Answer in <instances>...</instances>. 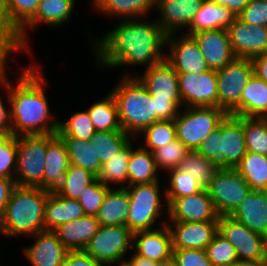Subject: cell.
I'll use <instances>...</instances> for the list:
<instances>
[{"label": "cell", "instance_id": "5bb4252c", "mask_svg": "<svg viewBox=\"0 0 267 266\" xmlns=\"http://www.w3.org/2000/svg\"><path fill=\"white\" fill-rule=\"evenodd\" d=\"M173 35L176 34L170 33L166 38V47L170 48L165 55V61L177 74L203 73L210 70L196 40L191 35L182 34L177 39Z\"/></svg>", "mask_w": 267, "mask_h": 266}, {"label": "cell", "instance_id": "7dc6e473", "mask_svg": "<svg viewBox=\"0 0 267 266\" xmlns=\"http://www.w3.org/2000/svg\"><path fill=\"white\" fill-rule=\"evenodd\" d=\"M17 161V137H0V177L14 179Z\"/></svg>", "mask_w": 267, "mask_h": 266}, {"label": "cell", "instance_id": "6f0895ef", "mask_svg": "<svg viewBox=\"0 0 267 266\" xmlns=\"http://www.w3.org/2000/svg\"><path fill=\"white\" fill-rule=\"evenodd\" d=\"M254 68V74L267 83V53L258 55L251 59Z\"/></svg>", "mask_w": 267, "mask_h": 266}, {"label": "cell", "instance_id": "bcb514c9", "mask_svg": "<svg viewBox=\"0 0 267 266\" xmlns=\"http://www.w3.org/2000/svg\"><path fill=\"white\" fill-rule=\"evenodd\" d=\"M189 151L178 139L156 149L153 155L157 168L159 170L160 168L166 169L167 171L177 168Z\"/></svg>", "mask_w": 267, "mask_h": 266}, {"label": "cell", "instance_id": "60d3db41", "mask_svg": "<svg viewBox=\"0 0 267 266\" xmlns=\"http://www.w3.org/2000/svg\"><path fill=\"white\" fill-rule=\"evenodd\" d=\"M247 152L267 156V118L243 117Z\"/></svg>", "mask_w": 267, "mask_h": 266}, {"label": "cell", "instance_id": "8992f818", "mask_svg": "<svg viewBox=\"0 0 267 266\" xmlns=\"http://www.w3.org/2000/svg\"><path fill=\"white\" fill-rule=\"evenodd\" d=\"M226 115L219 107H186L183 111L179 110L174 119L176 138L190 151H196Z\"/></svg>", "mask_w": 267, "mask_h": 266}, {"label": "cell", "instance_id": "9c48e42d", "mask_svg": "<svg viewBox=\"0 0 267 266\" xmlns=\"http://www.w3.org/2000/svg\"><path fill=\"white\" fill-rule=\"evenodd\" d=\"M132 243L133 232L127 226H100L84 251L105 266H122Z\"/></svg>", "mask_w": 267, "mask_h": 266}, {"label": "cell", "instance_id": "603a6c76", "mask_svg": "<svg viewBox=\"0 0 267 266\" xmlns=\"http://www.w3.org/2000/svg\"><path fill=\"white\" fill-rule=\"evenodd\" d=\"M35 242L23 250L32 266H62L68 249L57 238L53 231L38 232Z\"/></svg>", "mask_w": 267, "mask_h": 266}, {"label": "cell", "instance_id": "11a10c76", "mask_svg": "<svg viewBox=\"0 0 267 266\" xmlns=\"http://www.w3.org/2000/svg\"><path fill=\"white\" fill-rule=\"evenodd\" d=\"M16 186L14 179L0 177V219Z\"/></svg>", "mask_w": 267, "mask_h": 266}, {"label": "cell", "instance_id": "f35d334b", "mask_svg": "<svg viewBox=\"0 0 267 266\" xmlns=\"http://www.w3.org/2000/svg\"><path fill=\"white\" fill-rule=\"evenodd\" d=\"M96 178L97 176L91 171L70 164L63 177L61 185L55 192L65 198L78 200L85 188Z\"/></svg>", "mask_w": 267, "mask_h": 266}, {"label": "cell", "instance_id": "cb8c5ba5", "mask_svg": "<svg viewBox=\"0 0 267 266\" xmlns=\"http://www.w3.org/2000/svg\"><path fill=\"white\" fill-rule=\"evenodd\" d=\"M46 164L43 173V189L56 191L70 165L68 153L57 134H47Z\"/></svg>", "mask_w": 267, "mask_h": 266}, {"label": "cell", "instance_id": "9f6ffc18", "mask_svg": "<svg viewBox=\"0 0 267 266\" xmlns=\"http://www.w3.org/2000/svg\"><path fill=\"white\" fill-rule=\"evenodd\" d=\"M0 96V137L12 135L10 108H5Z\"/></svg>", "mask_w": 267, "mask_h": 266}, {"label": "cell", "instance_id": "6125c7cd", "mask_svg": "<svg viewBox=\"0 0 267 266\" xmlns=\"http://www.w3.org/2000/svg\"><path fill=\"white\" fill-rule=\"evenodd\" d=\"M0 23L6 28L5 0H0Z\"/></svg>", "mask_w": 267, "mask_h": 266}, {"label": "cell", "instance_id": "7c38bea8", "mask_svg": "<svg viewBox=\"0 0 267 266\" xmlns=\"http://www.w3.org/2000/svg\"><path fill=\"white\" fill-rule=\"evenodd\" d=\"M218 232L235 248L238 260L267 261L265 236L230 215L219 216Z\"/></svg>", "mask_w": 267, "mask_h": 266}, {"label": "cell", "instance_id": "681fc988", "mask_svg": "<svg viewBox=\"0 0 267 266\" xmlns=\"http://www.w3.org/2000/svg\"><path fill=\"white\" fill-rule=\"evenodd\" d=\"M237 18L251 26H267V0H250Z\"/></svg>", "mask_w": 267, "mask_h": 266}, {"label": "cell", "instance_id": "e0dca14e", "mask_svg": "<svg viewBox=\"0 0 267 266\" xmlns=\"http://www.w3.org/2000/svg\"><path fill=\"white\" fill-rule=\"evenodd\" d=\"M227 31L236 58L252 59L267 53V26H251L236 18Z\"/></svg>", "mask_w": 267, "mask_h": 266}, {"label": "cell", "instance_id": "836d02e7", "mask_svg": "<svg viewBox=\"0 0 267 266\" xmlns=\"http://www.w3.org/2000/svg\"><path fill=\"white\" fill-rule=\"evenodd\" d=\"M235 170L246 180L251 190L267 191V156L246 152Z\"/></svg>", "mask_w": 267, "mask_h": 266}, {"label": "cell", "instance_id": "91938a15", "mask_svg": "<svg viewBox=\"0 0 267 266\" xmlns=\"http://www.w3.org/2000/svg\"><path fill=\"white\" fill-rule=\"evenodd\" d=\"M133 255V256H132ZM129 261L124 259L122 266H160V262L152 261L132 254Z\"/></svg>", "mask_w": 267, "mask_h": 266}, {"label": "cell", "instance_id": "4dcf8cb0", "mask_svg": "<svg viewBox=\"0 0 267 266\" xmlns=\"http://www.w3.org/2000/svg\"><path fill=\"white\" fill-rule=\"evenodd\" d=\"M132 146L131 142L128 163V186L159 182V169L155 163L153 153L143 148L142 144L137 149Z\"/></svg>", "mask_w": 267, "mask_h": 266}, {"label": "cell", "instance_id": "d590c367", "mask_svg": "<svg viewBox=\"0 0 267 266\" xmlns=\"http://www.w3.org/2000/svg\"><path fill=\"white\" fill-rule=\"evenodd\" d=\"M131 141L130 140L118 153L113 156L110 160L103 163L101 170L97 175L104 185L110 186L111 183L123 184L121 188H125V182L128 185V163L131 152ZM110 182V183H109Z\"/></svg>", "mask_w": 267, "mask_h": 266}, {"label": "cell", "instance_id": "4fadbf2b", "mask_svg": "<svg viewBox=\"0 0 267 266\" xmlns=\"http://www.w3.org/2000/svg\"><path fill=\"white\" fill-rule=\"evenodd\" d=\"M179 92L184 107H218L216 70L178 74Z\"/></svg>", "mask_w": 267, "mask_h": 266}, {"label": "cell", "instance_id": "f546056e", "mask_svg": "<svg viewBox=\"0 0 267 266\" xmlns=\"http://www.w3.org/2000/svg\"><path fill=\"white\" fill-rule=\"evenodd\" d=\"M239 117H267V83L255 74L247 82L238 103Z\"/></svg>", "mask_w": 267, "mask_h": 266}, {"label": "cell", "instance_id": "44dd1931", "mask_svg": "<svg viewBox=\"0 0 267 266\" xmlns=\"http://www.w3.org/2000/svg\"><path fill=\"white\" fill-rule=\"evenodd\" d=\"M123 76H136L152 98L181 99L178 74L165 60L147 68L141 76L130 73Z\"/></svg>", "mask_w": 267, "mask_h": 266}, {"label": "cell", "instance_id": "30bf717a", "mask_svg": "<svg viewBox=\"0 0 267 266\" xmlns=\"http://www.w3.org/2000/svg\"><path fill=\"white\" fill-rule=\"evenodd\" d=\"M218 107L227 114L238 116V103L247 82L254 74L252 60L235 58L223 68L216 70Z\"/></svg>", "mask_w": 267, "mask_h": 266}, {"label": "cell", "instance_id": "484cf974", "mask_svg": "<svg viewBox=\"0 0 267 266\" xmlns=\"http://www.w3.org/2000/svg\"><path fill=\"white\" fill-rule=\"evenodd\" d=\"M99 227L95 216L84 215L60 225L53 232L69 251H77L85 249Z\"/></svg>", "mask_w": 267, "mask_h": 266}, {"label": "cell", "instance_id": "7bdbcfd3", "mask_svg": "<svg viewBox=\"0 0 267 266\" xmlns=\"http://www.w3.org/2000/svg\"><path fill=\"white\" fill-rule=\"evenodd\" d=\"M144 136L143 148L154 152L156 149L166 146L176 138L174 120H160L149 125L141 133Z\"/></svg>", "mask_w": 267, "mask_h": 266}, {"label": "cell", "instance_id": "8fae6325", "mask_svg": "<svg viewBox=\"0 0 267 266\" xmlns=\"http://www.w3.org/2000/svg\"><path fill=\"white\" fill-rule=\"evenodd\" d=\"M206 190L219 216L231 215L252 191L235 169H220Z\"/></svg>", "mask_w": 267, "mask_h": 266}, {"label": "cell", "instance_id": "3957f363", "mask_svg": "<svg viewBox=\"0 0 267 266\" xmlns=\"http://www.w3.org/2000/svg\"><path fill=\"white\" fill-rule=\"evenodd\" d=\"M48 190L16 185L0 219V233L7 236H34L45 231Z\"/></svg>", "mask_w": 267, "mask_h": 266}, {"label": "cell", "instance_id": "db71d44e", "mask_svg": "<svg viewBox=\"0 0 267 266\" xmlns=\"http://www.w3.org/2000/svg\"><path fill=\"white\" fill-rule=\"evenodd\" d=\"M62 266H105L84 250L68 251Z\"/></svg>", "mask_w": 267, "mask_h": 266}, {"label": "cell", "instance_id": "5b68a950", "mask_svg": "<svg viewBox=\"0 0 267 266\" xmlns=\"http://www.w3.org/2000/svg\"><path fill=\"white\" fill-rule=\"evenodd\" d=\"M196 151L220 169H236L247 152L243 117L227 114Z\"/></svg>", "mask_w": 267, "mask_h": 266}, {"label": "cell", "instance_id": "ffe728a7", "mask_svg": "<svg viewBox=\"0 0 267 266\" xmlns=\"http://www.w3.org/2000/svg\"><path fill=\"white\" fill-rule=\"evenodd\" d=\"M191 36L196 40L210 70H219L236 58L226 29L200 31Z\"/></svg>", "mask_w": 267, "mask_h": 266}, {"label": "cell", "instance_id": "c3c4849f", "mask_svg": "<svg viewBox=\"0 0 267 266\" xmlns=\"http://www.w3.org/2000/svg\"><path fill=\"white\" fill-rule=\"evenodd\" d=\"M111 187L104 185L99 179L89 184L78 199L85 215L95 216L103 203L107 191Z\"/></svg>", "mask_w": 267, "mask_h": 266}, {"label": "cell", "instance_id": "74e56055", "mask_svg": "<svg viewBox=\"0 0 267 266\" xmlns=\"http://www.w3.org/2000/svg\"><path fill=\"white\" fill-rule=\"evenodd\" d=\"M177 168L192 175L204 189L220 170L219 165L204 158L197 151H189Z\"/></svg>", "mask_w": 267, "mask_h": 266}, {"label": "cell", "instance_id": "6da1fadb", "mask_svg": "<svg viewBox=\"0 0 267 266\" xmlns=\"http://www.w3.org/2000/svg\"><path fill=\"white\" fill-rule=\"evenodd\" d=\"M116 25L93 44L95 59L102 68L136 65L147 69L165 60L161 52L168 34L156 20L122 19Z\"/></svg>", "mask_w": 267, "mask_h": 266}, {"label": "cell", "instance_id": "9a60e30c", "mask_svg": "<svg viewBox=\"0 0 267 266\" xmlns=\"http://www.w3.org/2000/svg\"><path fill=\"white\" fill-rule=\"evenodd\" d=\"M170 222H206L218 221L212 199L206 189L196 194L174 199L166 208Z\"/></svg>", "mask_w": 267, "mask_h": 266}, {"label": "cell", "instance_id": "52a82bcc", "mask_svg": "<svg viewBox=\"0 0 267 266\" xmlns=\"http://www.w3.org/2000/svg\"><path fill=\"white\" fill-rule=\"evenodd\" d=\"M47 134L17 137L16 185L43 189Z\"/></svg>", "mask_w": 267, "mask_h": 266}, {"label": "cell", "instance_id": "e575fe53", "mask_svg": "<svg viewBox=\"0 0 267 266\" xmlns=\"http://www.w3.org/2000/svg\"><path fill=\"white\" fill-rule=\"evenodd\" d=\"M87 110L96 131H123L117 104L111 93L101 101L93 103Z\"/></svg>", "mask_w": 267, "mask_h": 266}, {"label": "cell", "instance_id": "d6a6232c", "mask_svg": "<svg viewBox=\"0 0 267 266\" xmlns=\"http://www.w3.org/2000/svg\"><path fill=\"white\" fill-rule=\"evenodd\" d=\"M59 137L65 144L70 164L87 169L96 176L99 174L102 164L96 156L94 144L70 136Z\"/></svg>", "mask_w": 267, "mask_h": 266}, {"label": "cell", "instance_id": "ac0fdd59", "mask_svg": "<svg viewBox=\"0 0 267 266\" xmlns=\"http://www.w3.org/2000/svg\"><path fill=\"white\" fill-rule=\"evenodd\" d=\"M166 222L162 221V227L133 233V253L160 263L171 259L173 256V245L171 233Z\"/></svg>", "mask_w": 267, "mask_h": 266}, {"label": "cell", "instance_id": "680465c9", "mask_svg": "<svg viewBox=\"0 0 267 266\" xmlns=\"http://www.w3.org/2000/svg\"><path fill=\"white\" fill-rule=\"evenodd\" d=\"M214 3L227 7L236 17L242 12L250 0H212Z\"/></svg>", "mask_w": 267, "mask_h": 266}, {"label": "cell", "instance_id": "94428289", "mask_svg": "<svg viewBox=\"0 0 267 266\" xmlns=\"http://www.w3.org/2000/svg\"><path fill=\"white\" fill-rule=\"evenodd\" d=\"M228 266H267V261L237 260Z\"/></svg>", "mask_w": 267, "mask_h": 266}, {"label": "cell", "instance_id": "1f68e13d", "mask_svg": "<svg viewBox=\"0 0 267 266\" xmlns=\"http://www.w3.org/2000/svg\"><path fill=\"white\" fill-rule=\"evenodd\" d=\"M95 9L102 14L123 19L145 18L153 8L156 0H93ZM144 16V17H143Z\"/></svg>", "mask_w": 267, "mask_h": 266}, {"label": "cell", "instance_id": "ee69618b", "mask_svg": "<svg viewBox=\"0 0 267 266\" xmlns=\"http://www.w3.org/2000/svg\"><path fill=\"white\" fill-rule=\"evenodd\" d=\"M88 110L79 111L64 122H58V136H70L85 141H91L95 133Z\"/></svg>", "mask_w": 267, "mask_h": 266}, {"label": "cell", "instance_id": "d6986e66", "mask_svg": "<svg viewBox=\"0 0 267 266\" xmlns=\"http://www.w3.org/2000/svg\"><path fill=\"white\" fill-rule=\"evenodd\" d=\"M166 224L171 233L173 249L205 250L218 233V221L170 223L168 221Z\"/></svg>", "mask_w": 267, "mask_h": 266}, {"label": "cell", "instance_id": "7a4b0ae2", "mask_svg": "<svg viewBox=\"0 0 267 266\" xmlns=\"http://www.w3.org/2000/svg\"><path fill=\"white\" fill-rule=\"evenodd\" d=\"M7 62L0 63V84L4 86L10 108L12 135L56 134L58 122L53 121L45 95V78L40 69L30 65L19 74L13 85L6 75ZM44 86V87H43ZM52 121V122H51Z\"/></svg>", "mask_w": 267, "mask_h": 266}, {"label": "cell", "instance_id": "f1b7e54d", "mask_svg": "<svg viewBox=\"0 0 267 266\" xmlns=\"http://www.w3.org/2000/svg\"><path fill=\"white\" fill-rule=\"evenodd\" d=\"M129 197L125 188H110L95 215L100 226H126Z\"/></svg>", "mask_w": 267, "mask_h": 266}, {"label": "cell", "instance_id": "f5cc1de1", "mask_svg": "<svg viewBox=\"0 0 267 266\" xmlns=\"http://www.w3.org/2000/svg\"><path fill=\"white\" fill-rule=\"evenodd\" d=\"M15 51H20L15 37L0 23V61L6 62Z\"/></svg>", "mask_w": 267, "mask_h": 266}, {"label": "cell", "instance_id": "4316f807", "mask_svg": "<svg viewBox=\"0 0 267 266\" xmlns=\"http://www.w3.org/2000/svg\"><path fill=\"white\" fill-rule=\"evenodd\" d=\"M237 17L225 6L218 5L212 0H204L201 8L194 15L187 31L192 35L200 31L228 29Z\"/></svg>", "mask_w": 267, "mask_h": 266}, {"label": "cell", "instance_id": "be15d7a7", "mask_svg": "<svg viewBox=\"0 0 267 266\" xmlns=\"http://www.w3.org/2000/svg\"><path fill=\"white\" fill-rule=\"evenodd\" d=\"M160 266H178L177 262L175 259L172 257L169 260L163 261Z\"/></svg>", "mask_w": 267, "mask_h": 266}, {"label": "cell", "instance_id": "7402d4cb", "mask_svg": "<svg viewBox=\"0 0 267 266\" xmlns=\"http://www.w3.org/2000/svg\"><path fill=\"white\" fill-rule=\"evenodd\" d=\"M203 2L204 0H156V8L161 13L156 21L167 34L187 29Z\"/></svg>", "mask_w": 267, "mask_h": 266}, {"label": "cell", "instance_id": "f907efd6", "mask_svg": "<svg viewBox=\"0 0 267 266\" xmlns=\"http://www.w3.org/2000/svg\"><path fill=\"white\" fill-rule=\"evenodd\" d=\"M172 257L178 266H212L202 249H173Z\"/></svg>", "mask_w": 267, "mask_h": 266}, {"label": "cell", "instance_id": "83f0119b", "mask_svg": "<svg viewBox=\"0 0 267 266\" xmlns=\"http://www.w3.org/2000/svg\"><path fill=\"white\" fill-rule=\"evenodd\" d=\"M84 215L78 200L65 198L55 191L49 192L45 205V230L53 231L60 225Z\"/></svg>", "mask_w": 267, "mask_h": 266}, {"label": "cell", "instance_id": "d4e9b609", "mask_svg": "<svg viewBox=\"0 0 267 266\" xmlns=\"http://www.w3.org/2000/svg\"><path fill=\"white\" fill-rule=\"evenodd\" d=\"M251 231L267 235V191L252 190L230 215Z\"/></svg>", "mask_w": 267, "mask_h": 266}, {"label": "cell", "instance_id": "b9f144b4", "mask_svg": "<svg viewBox=\"0 0 267 266\" xmlns=\"http://www.w3.org/2000/svg\"><path fill=\"white\" fill-rule=\"evenodd\" d=\"M165 172L170 173V180L168 182L170 187H166L164 191V200H166V207H168V205L176 198L186 195H193L204 189L196 182L195 178L192 175L185 173L178 168Z\"/></svg>", "mask_w": 267, "mask_h": 266}, {"label": "cell", "instance_id": "ab89813d", "mask_svg": "<svg viewBox=\"0 0 267 266\" xmlns=\"http://www.w3.org/2000/svg\"><path fill=\"white\" fill-rule=\"evenodd\" d=\"M40 0H5L6 29L15 34L35 15Z\"/></svg>", "mask_w": 267, "mask_h": 266}, {"label": "cell", "instance_id": "816d5d0a", "mask_svg": "<svg viewBox=\"0 0 267 266\" xmlns=\"http://www.w3.org/2000/svg\"><path fill=\"white\" fill-rule=\"evenodd\" d=\"M155 106V115L160 120H174L182 107L181 99L152 98Z\"/></svg>", "mask_w": 267, "mask_h": 266}, {"label": "cell", "instance_id": "f6af8a7d", "mask_svg": "<svg viewBox=\"0 0 267 266\" xmlns=\"http://www.w3.org/2000/svg\"><path fill=\"white\" fill-rule=\"evenodd\" d=\"M212 266H228L238 260L234 246L219 232L205 248Z\"/></svg>", "mask_w": 267, "mask_h": 266}, {"label": "cell", "instance_id": "277c9868", "mask_svg": "<svg viewBox=\"0 0 267 266\" xmlns=\"http://www.w3.org/2000/svg\"><path fill=\"white\" fill-rule=\"evenodd\" d=\"M111 91L121 128L132 138L159 121L155 115L152 96L136 76H123Z\"/></svg>", "mask_w": 267, "mask_h": 266}, {"label": "cell", "instance_id": "2e32d148", "mask_svg": "<svg viewBox=\"0 0 267 266\" xmlns=\"http://www.w3.org/2000/svg\"><path fill=\"white\" fill-rule=\"evenodd\" d=\"M75 3V0H40L35 15L15 34L18 48L29 52L27 30L36 29L40 22L53 27L65 24L71 18Z\"/></svg>", "mask_w": 267, "mask_h": 266}, {"label": "cell", "instance_id": "8d00e7d4", "mask_svg": "<svg viewBox=\"0 0 267 266\" xmlns=\"http://www.w3.org/2000/svg\"><path fill=\"white\" fill-rule=\"evenodd\" d=\"M131 139L124 131H95L90 142L95 145L96 156L103 164L117 155Z\"/></svg>", "mask_w": 267, "mask_h": 266}, {"label": "cell", "instance_id": "e7e4bbea", "mask_svg": "<svg viewBox=\"0 0 267 266\" xmlns=\"http://www.w3.org/2000/svg\"><path fill=\"white\" fill-rule=\"evenodd\" d=\"M265 241H266V250H267V235L265 236Z\"/></svg>", "mask_w": 267, "mask_h": 266}, {"label": "cell", "instance_id": "ba28073f", "mask_svg": "<svg viewBox=\"0 0 267 266\" xmlns=\"http://www.w3.org/2000/svg\"><path fill=\"white\" fill-rule=\"evenodd\" d=\"M160 182L126 186L129 208L126 226L133 232L153 230L161 214Z\"/></svg>", "mask_w": 267, "mask_h": 266}]
</instances>
